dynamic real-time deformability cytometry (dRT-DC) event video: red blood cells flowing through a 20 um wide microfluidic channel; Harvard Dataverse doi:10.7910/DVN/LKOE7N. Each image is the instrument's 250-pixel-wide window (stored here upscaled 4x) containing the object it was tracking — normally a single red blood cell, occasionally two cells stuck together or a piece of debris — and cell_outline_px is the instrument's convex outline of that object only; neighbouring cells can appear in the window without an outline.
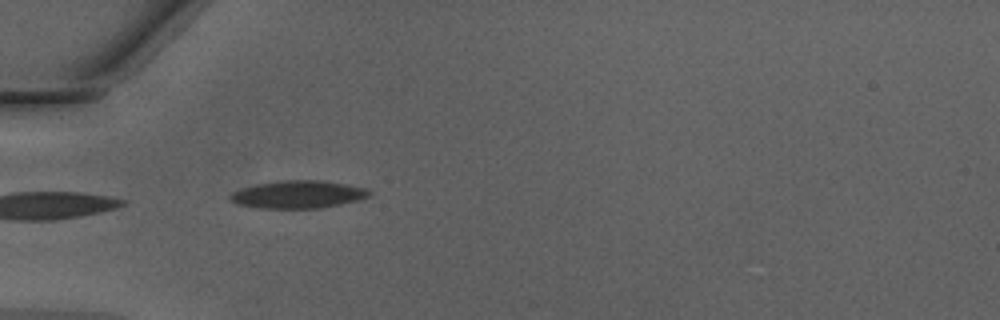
{"species": "Egyptian fruit bat (a non-hibernating species)", "species_latin": "Rousettus aegyptiacus", "temperature_condition": "warm", "stored_images_in_passage": 35, "camera_frame_rate_fps": 3000, "um_per_image_px": 0.085, "animal": {"sex": "male"}, "frame": {"image": 1, "passage_image": 2, "time_ms": 0.333, "image_size_px": [1000, 320], "cell_outline_px": [[372, 196], [360, 200], [320, 208], [260, 208], [236, 204], [228, 196], [232, 192], [256, 184], [284, 180], [324, 180], [364, 188], [372, 192]], "centroid_in_image_um": [25.36, 16.53], "position_along_channel_um": 59.6, "area_um2": 22.37}}
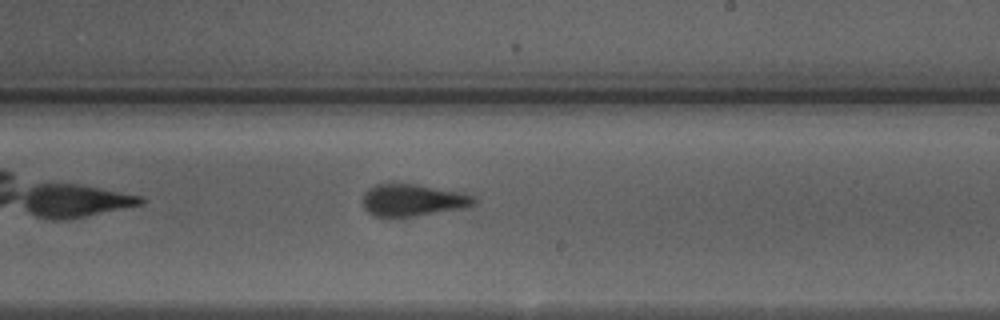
{"frame": {"image": 2, "passage_image": 16, "time_ms": 5.0, "image_size_px": [1000, 320], "cell_outline_px": [[476, 204], [468, 208], [416, 216], [376, 216], [368, 212], [364, 208], [364, 192], [368, 188], [376, 184], [416, 184], [476, 196]], "centroid_in_image_um": [35.12, 17.02], "position_along_channel_um": 253.9, "area_um2": 20.63}}
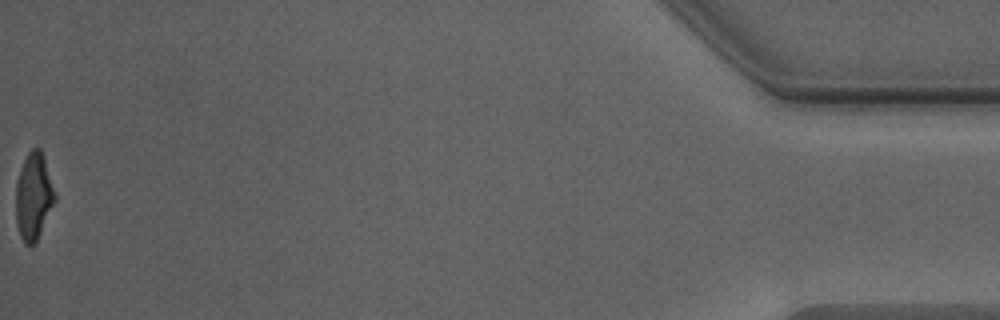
{"frame": {"image": 3, "passage_image": 35, "time_ms": 11.333, "image_size_px": [1000, 320], "cell_outline_px": [[56, 200], [36, 240], [32, 244], [24, 244], [20, 236], [16, 224], [16, 184], [20, 168], [28, 152], [32, 148], [40, 148], [44, 156], [56, 196]], "centroid_in_image_um": [2.85, 16.66], "position_along_channel_um": 432.4, "area_um2": 19.59}, "authors_computed_cell_mechanics": {"area_um2": 21.0392, "velocity_mm_per_s": 4.3063, "shape_relaxation_time_tau1_ms": 3.6075, "shape_relaxation_time_tau2_ms": 1.6085, "deformation_change_tau1": 0.1943, "deformation_change_tau2": 0.1039}}